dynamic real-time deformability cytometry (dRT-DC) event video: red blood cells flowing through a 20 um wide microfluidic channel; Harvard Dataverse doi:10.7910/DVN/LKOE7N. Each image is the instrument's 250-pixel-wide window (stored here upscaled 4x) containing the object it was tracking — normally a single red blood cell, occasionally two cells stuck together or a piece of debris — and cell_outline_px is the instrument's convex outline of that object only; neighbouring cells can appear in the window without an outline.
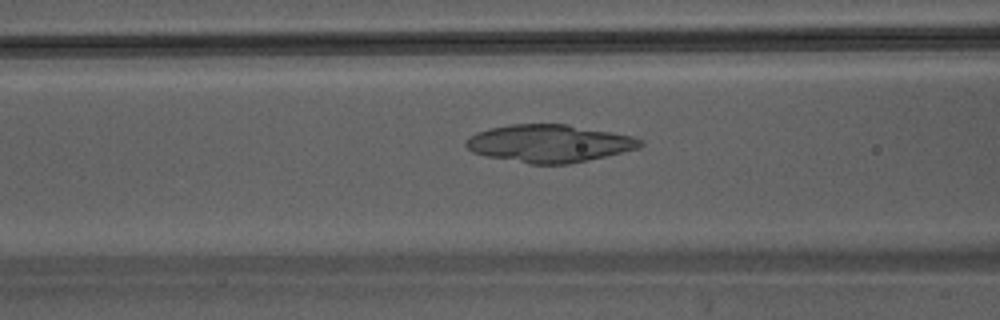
{"species": "Egyptian fruit bat (a non-hibernating species)", "species_latin": "Rousettus aegyptiacus", "temperature_condition": "warm", "stored_images_in_passage": 45, "camera_frame_rate_fps": 3000, "um_per_image_px": 0.085, "animal": {"sex": "male"}, "frame": {"image": 1, "passage_image": 19, "time_ms": 6.0, "image_size_px": [1000, 320], "cell_outline_px": [[644, 144], [640, 148], [588, 160], [568, 164], [532, 164], [488, 156], [472, 152], [464, 144], [468, 136], [476, 132], [488, 128], [512, 124], [568, 124], [612, 132], [632, 136], [644, 140]], "centroid_in_image_um": [46.7, 12.18], "position_along_channel_um": 119.9, "area_um2": 38.26}}
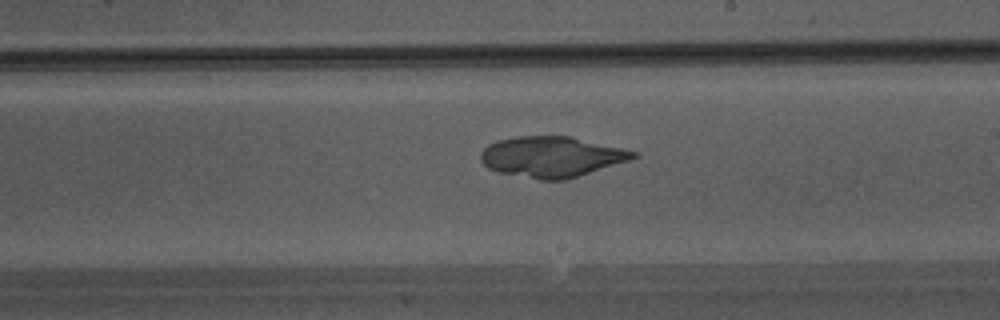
{"frame": {"image": 2, "passage_image": 27, "time_ms": 8.667, "image_size_px": [1000, 320], "cell_outline_px": [[640, 156], [568, 180], [540, 180], [500, 172], [488, 168], [480, 160], [480, 152], [488, 144], [496, 140], [516, 136], [572, 136], [636, 152]], "centroid_in_image_um": [46.85, 13.32], "position_along_channel_um": 242.1, "area_um2": 36.13}}
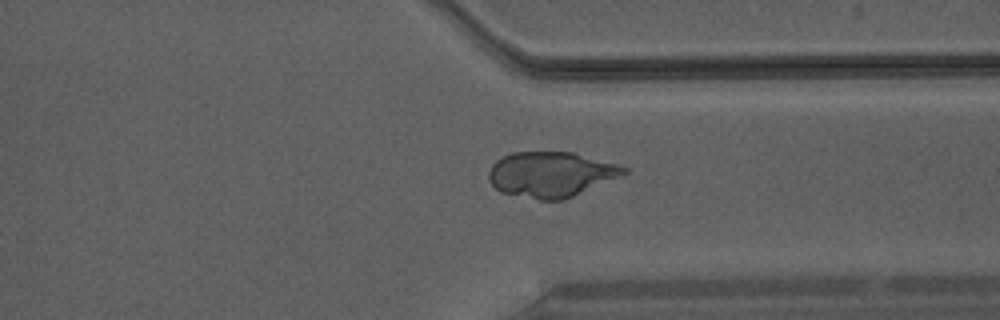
{"frame": {"image": 3, "passage_image": 35, "time_ms": 11.333, "image_size_px": [1000, 320], "cell_outline_px": [[628, 172], [572, 196], [560, 200], [540, 200], [500, 192], [488, 180], [488, 172], [492, 164], [496, 160], [512, 152], [572, 152], [616, 164], [628, 168]], "centroid_in_image_um": [46.77, 14.81], "position_along_channel_um": 364.6, "area_um2": 35.2}}